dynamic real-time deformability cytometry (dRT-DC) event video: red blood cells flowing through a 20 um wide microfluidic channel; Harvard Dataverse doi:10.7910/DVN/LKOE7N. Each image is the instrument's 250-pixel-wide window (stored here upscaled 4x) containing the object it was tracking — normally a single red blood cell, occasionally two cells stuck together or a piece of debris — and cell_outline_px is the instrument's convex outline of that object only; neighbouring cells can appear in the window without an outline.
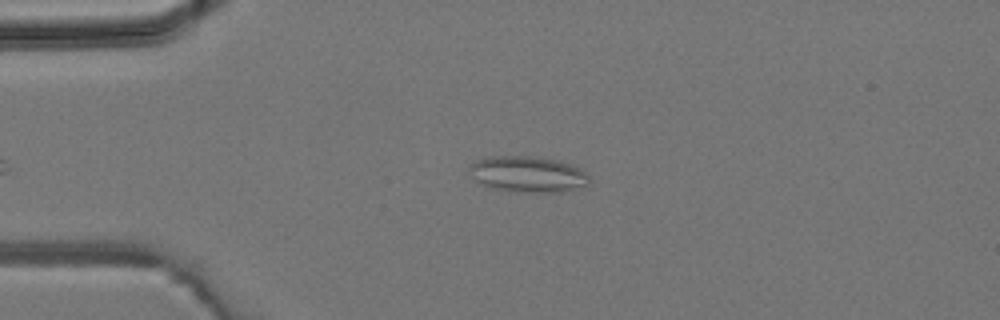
{"species": "common noctule bat (a hibernating species)", "species_latin": "Nyctalus noctula", "temperature_condition": "room temperature", "stored_images_in_passage": 33, "camera_frame_rate_fps": 3000, "um_per_image_px": 0.085, "animal": {"sex": "male", "body_mass_g": 19.2, "forearm_length_mm": 51.8}, "frame": {"image": 1, "passage_image": 3, "time_ms": 0.667, "image_size_px": [1000, 320], "cell_outline_px": [[588, 184], [560, 192], [508, 192], [492, 188], [476, 180], [472, 176], [468, 168], [476, 160], [492, 156], [528, 156], [556, 160], [580, 168], [588, 176]], "centroid_in_image_um": [44.82, 14.81], "position_along_channel_um": 40.2, "area_um2": 24.85}}
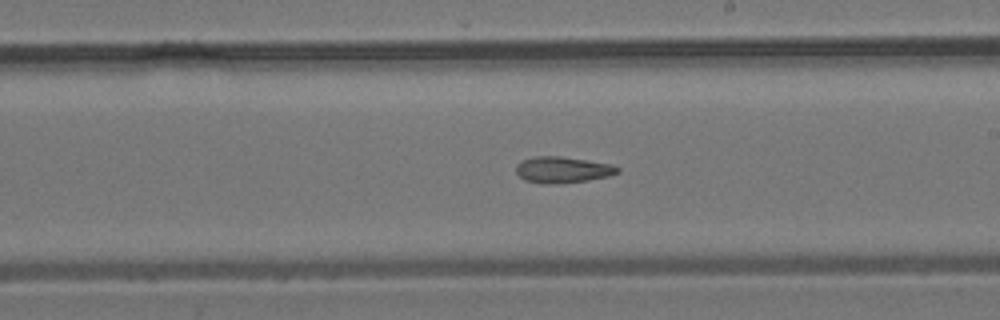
{"frame": {"image": 2, "passage_image": 18, "time_ms": 5.667, "image_size_px": [1000, 320], "cell_outline_px": [[620, 172], [608, 176], [588, 180], [560, 184], [544, 184], [524, 180], [516, 172], [516, 164], [520, 160], [536, 156], [560, 156], [612, 164], [620, 168]], "centroid_in_image_um": [47.8, 14.43], "position_along_channel_um": 241.2, "area_um2": 15.66}}
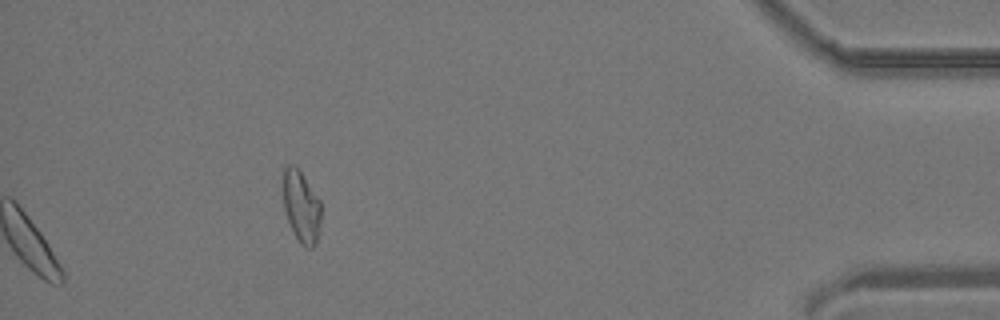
{"frame": {"image": 3, "passage_image": 33, "time_ms": 10.667, "image_size_px": [1000, 320], "cell_outline_px": [[320, 220], [316, 244], [312, 248], [304, 248], [300, 244], [288, 220], [284, 208], [284, 168], [288, 164], [292, 164], [300, 172], [320, 200]], "centroid_in_image_um": [25.62, 17.6], "position_along_channel_um": 409.6, "area_um2": 15.43}}